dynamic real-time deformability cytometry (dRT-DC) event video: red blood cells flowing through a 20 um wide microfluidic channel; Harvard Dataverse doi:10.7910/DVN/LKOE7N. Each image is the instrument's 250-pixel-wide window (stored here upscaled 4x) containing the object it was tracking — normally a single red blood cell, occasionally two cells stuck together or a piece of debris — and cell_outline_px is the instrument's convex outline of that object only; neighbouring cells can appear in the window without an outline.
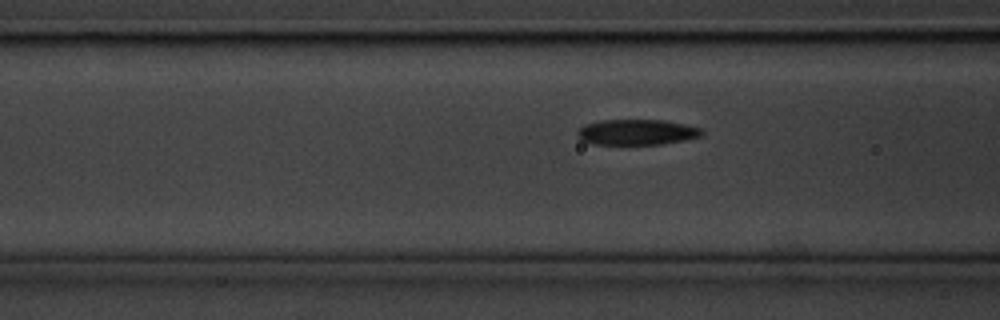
{"species": "common noctule bat (a hibernating species)", "species_latin": "Nyctalus noctula", "temperature_condition": "cold", "stored_images_in_passage": 30, "camera_frame_rate_fps": 3000, "um_per_image_px": 0.085, "animal": {"sex": "male", "body_mass_g": 20.1, "forearm_length_mm": 53.5}, "frame": {"image": 1, "passage_image": 5, "time_ms": 1.333, "image_size_px": [1000, 320], "cell_outline_px": [[704, 132], [700, 136], [684, 140], [660, 144], [592, 144], [584, 140], [576, 132], [584, 124], [600, 120], [664, 120], [684, 124], [700, 128]], "centroid_in_image_um": [54.13, 11.22], "position_along_channel_um": 112.5, "area_um2": 18.32}}
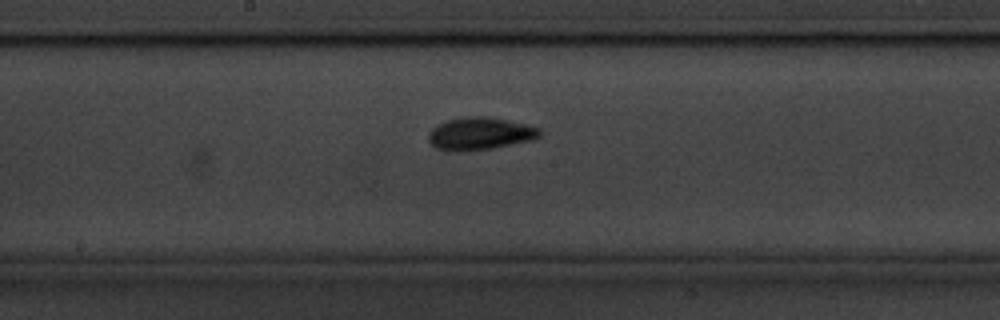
{"frame": {"image": 2, "passage_image": 13, "time_ms": 4.0, "image_size_px": [1000, 320], "cell_outline_px": [[540, 136], [532, 140], [492, 148], [456, 152], [436, 148], [428, 140], [428, 132], [432, 128], [448, 120], [468, 116], [484, 116], [508, 120], [540, 128]], "centroid_in_image_um": [40.78, 11.36], "position_along_channel_um": 207.4, "area_um2": 20.92}}
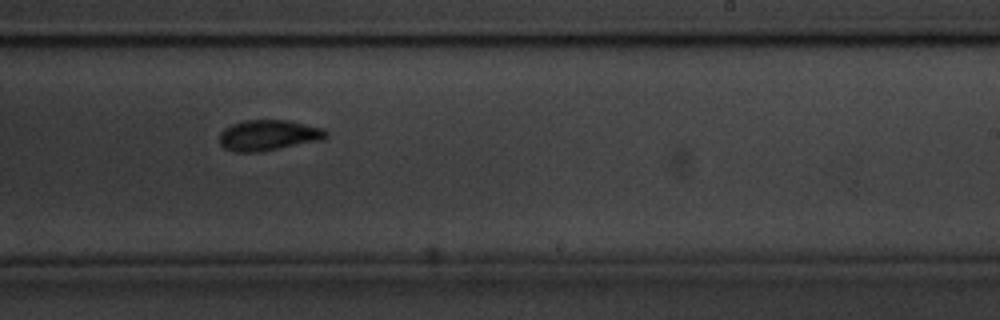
{"frame": {"image": 3, "passage_image": 18, "time_ms": 5.667, "image_size_px": [1000, 320], "cell_outline_px": [[328, 136], [320, 140], [260, 152], [236, 152], [224, 148], [220, 144], [220, 132], [224, 128], [232, 124], [244, 120], [288, 120], [324, 128], [328, 132]], "centroid_in_image_um": [22.81, 11.49], "position_along_channel_um": 266.2, "area_um2": 19.07}}